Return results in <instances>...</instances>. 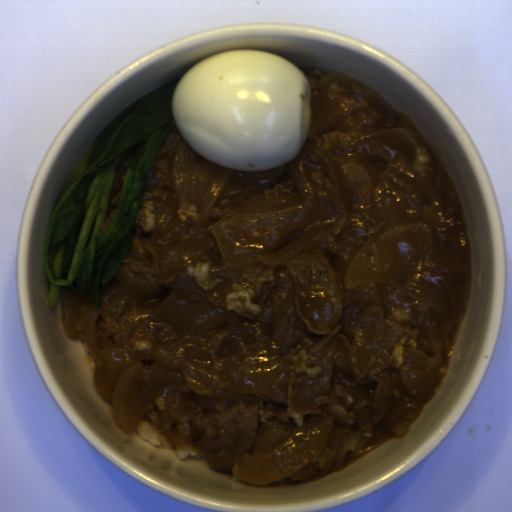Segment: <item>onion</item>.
I'll return each instance as SVG.
<instances>
[{
    "label": "onion",
    "instance_id": "06740285",
    "mask_svg": "<svg viewBox=\"0 0 512 512\" xmlns=\"http://www.w3.org/2000/svg\"><path fill=\"white\" fill-rule=\"evenodd\" d=\"M297 67L312 116L294 161L222 167L173 120L141 202L154 230L136 221L99 312L100 266L86 293L60 291L63 333L94 358L114 427L131 437L143 420L250 486L308 484L405 438L455 364L475 279L462 201L428 139L369 84ZM196 261L224 280L201 289L185 274ZM235 283L260 315L226 312ZM302 347L315 381L294 369Z\"/></svg>",
    "mask_w": 512,
    "mask_h": 512
}]
</instances>
